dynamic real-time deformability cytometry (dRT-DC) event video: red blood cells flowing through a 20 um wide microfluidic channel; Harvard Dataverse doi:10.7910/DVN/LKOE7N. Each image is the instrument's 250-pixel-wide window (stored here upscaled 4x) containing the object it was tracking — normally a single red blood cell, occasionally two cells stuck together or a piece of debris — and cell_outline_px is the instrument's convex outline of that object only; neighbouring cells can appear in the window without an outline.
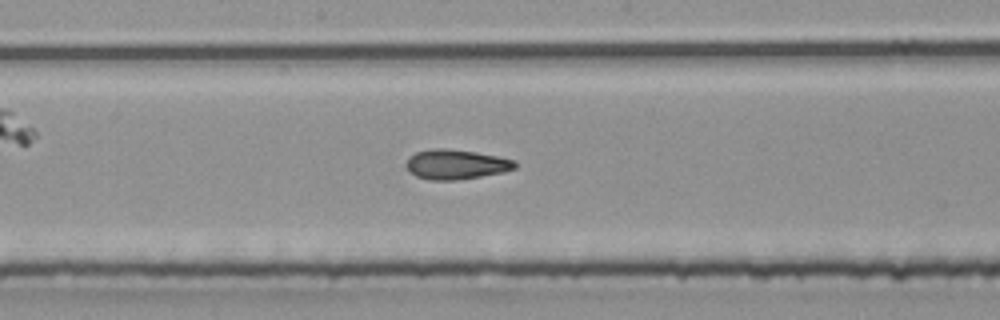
{"species": "common noctule bat (a hibernating species)", "species_latin": "Nyctalus noctula", "temperature_condition": "room temperature", "stored_images_in_passage": 28, "camera_frame_rate_fps": 3000, "um_per_image_px": 0.085, "animal": {"sex": "male", "body_mass_g": 20.4}, "frame": {"image": 1, "passage_image": 13, "time_ms": 4.0, "image_size_px": [1000, 320], "cell_outline_px": [[516, 168], [504, 172], [456, 180], [428, 180], [416, 176], [404, 164], [408, 156], [416, 152], [432, 148], [448, 148], [476, 152], [516, 160]], "centroid_in_image_um": [38.74, 13.96], "position_along_channel_um": 209.5, "area_um2": 18.96}}